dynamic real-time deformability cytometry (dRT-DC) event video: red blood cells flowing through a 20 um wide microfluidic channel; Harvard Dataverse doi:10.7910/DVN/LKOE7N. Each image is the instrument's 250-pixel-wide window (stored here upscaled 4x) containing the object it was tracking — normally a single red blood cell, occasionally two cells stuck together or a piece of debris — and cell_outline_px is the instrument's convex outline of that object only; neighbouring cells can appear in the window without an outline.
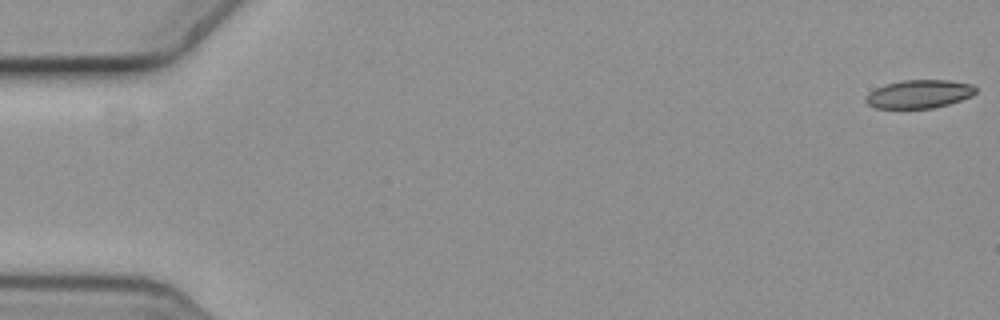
{"species": "common noctule bat (a hibernating species)", "species_latin": "Nyctalus noctula", "temperature_condition": "cold", "stored_images_in_passage": 5, "camera_frame_rate_fps": 3000, "um_per_image_px": 0.085, "animal": {"sex": "female", "body_mass_g": 19.3, "forearm_length_mm": 54.1}, "frame": {"image": 1, "passage_image": 1, "time_ms": 0.0, "image_size_px": [1000, 320], "cell_outline_px": [[976, 92], [972, 96], [948, 104], [932, 108], [876, 108], [868, 104], [864, 100], [864, 96], [868, 92], [884, 84], [900, 80], [948, 80], [972, 84], [976, 88]], "centroid_in_image_um": [78.09, 7.98], "position_along_channel_um": 6.9, "area_um2": 18.26}}